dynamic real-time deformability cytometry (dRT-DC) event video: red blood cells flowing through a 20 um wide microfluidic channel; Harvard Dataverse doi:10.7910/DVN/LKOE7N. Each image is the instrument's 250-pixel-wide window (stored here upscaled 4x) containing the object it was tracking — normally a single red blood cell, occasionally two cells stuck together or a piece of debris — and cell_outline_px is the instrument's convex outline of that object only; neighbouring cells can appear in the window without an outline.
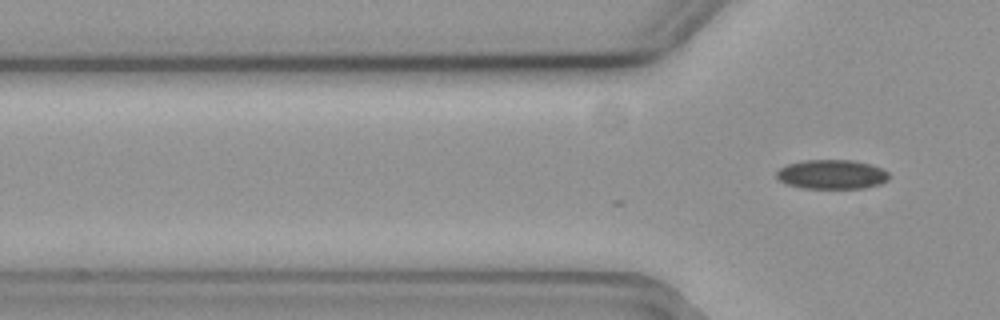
{"species": "common noctule bat (a hibernating species)", "species_latin": "Nyctalus noctula", "temperature_condition": "cold", "stored_images_in_passage": 4, "camera_frame_rate_fps": 3000, "um_per_image_px": 0.085, "animal": {"sex": "female", "body_mass_g": 19.3, "forearm_length_mm": 54.1}, "frame": {"image": 1, "passage_image": 4, "time_ms": 1.0, "image_size_px": [1000, 320], "cell_outline_px": [[888, 180], [880, 184], [864, 188], [804, 188], [788, 184], [780, 180], [776, 176], [776, 172], [780, 168], [788, 164], [808, 160], [852, 160], [872, 164], [888, 172]], "centroid_in_image_um": [70.73, 14.82], "position_along_channel_um": 55.1, "area_um2": 19.07}}